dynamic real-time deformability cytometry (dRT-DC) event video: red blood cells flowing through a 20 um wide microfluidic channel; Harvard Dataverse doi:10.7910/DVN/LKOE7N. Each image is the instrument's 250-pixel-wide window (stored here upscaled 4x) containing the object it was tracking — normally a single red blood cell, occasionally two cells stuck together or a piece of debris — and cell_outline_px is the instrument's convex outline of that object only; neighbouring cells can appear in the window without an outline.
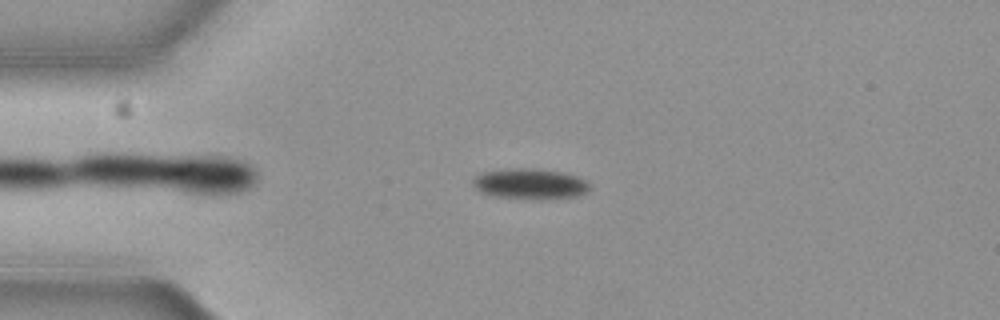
{"species": "common noctule bat (a hibernating species)", "species_latin": "Nyctalus noctula", "temperature_condition": "cold", "stored_images_in_passage": 52, "camera_frame_rate_fps": 3000, "um_per_image_px": 0.085, "animal": {"sex": "female", "body_mass_g": 19.3, "forearm_length_mm": 54.1}, "frame": {"image": 1, "passage_image": 9, "time_ms": 2.667, "image_size_px": [1000, 320], "cell_outline_px": [[588, 192], [576, 196], [496, 196], [484, 192], [476, 188], [472, 184], [472, 180], [476, 176], [484, 172], [512, 168], [536, 168], [564, 172], [576, 176], [584, 180], [588, 184]], "centroid_in_image_um": [45.04, 15.55], "position_along_channel_um": 40.0, "area_um2": 19.54}}
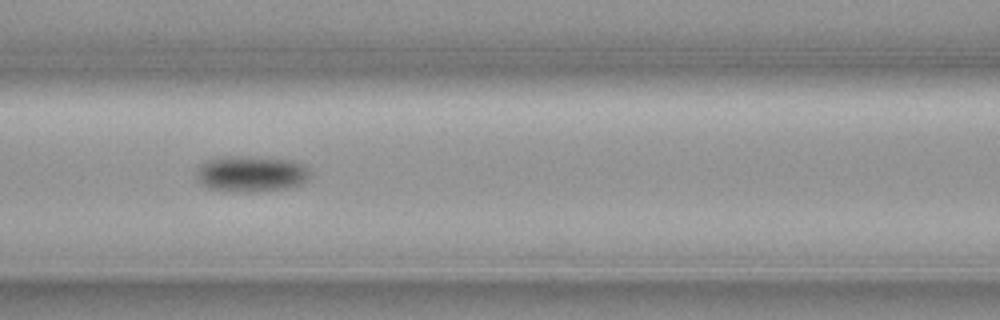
{"frame": {"image": 2, "passage_image": 20, "time_ms": 6.333, "image_size_px": [1000, 320], "cell_outline_px": [[308, 176], [300, 184], [284, 188], [244, 192], [208, 188], [200, 184], [196, 180], [196, 168], [200, 164], [208, 160], [224, 156], [244, 156], [292, 160], [304, 164], [308, 168]], "centroid_in_image_um": [21.27, 14.75], "position_along_channel_um": 145.3, "area_um2": 23.64}}
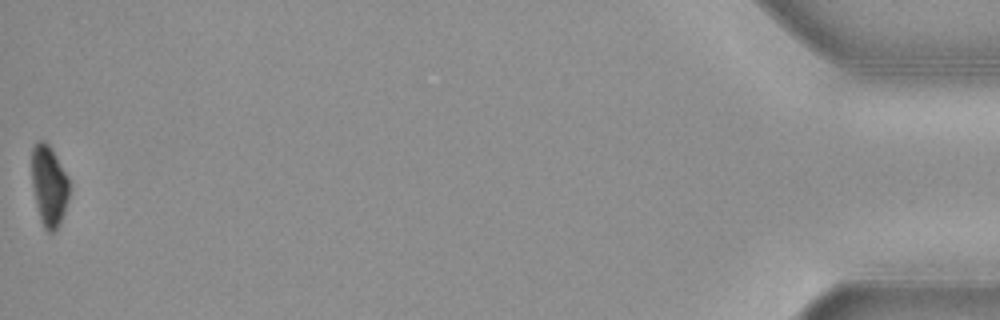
{"frame": {"image": 3, "passage_image": 52, "time_ms": 17.0, "image_size_px": [1000, 320], "cell_outline_px": [[68, 196], [64, 212], [60, 224], [56, 232], [48, 232], [44, 228], [40, 220], [36, 204], [32, 184], [32, 148], [36, 140], [44, 140], [48, 144], [64, 172], [68, 180]], "centroid_in_image_um": [4.14, 15.82], "position_along_channel_um": 431.1, "area_um2": 17.34}}